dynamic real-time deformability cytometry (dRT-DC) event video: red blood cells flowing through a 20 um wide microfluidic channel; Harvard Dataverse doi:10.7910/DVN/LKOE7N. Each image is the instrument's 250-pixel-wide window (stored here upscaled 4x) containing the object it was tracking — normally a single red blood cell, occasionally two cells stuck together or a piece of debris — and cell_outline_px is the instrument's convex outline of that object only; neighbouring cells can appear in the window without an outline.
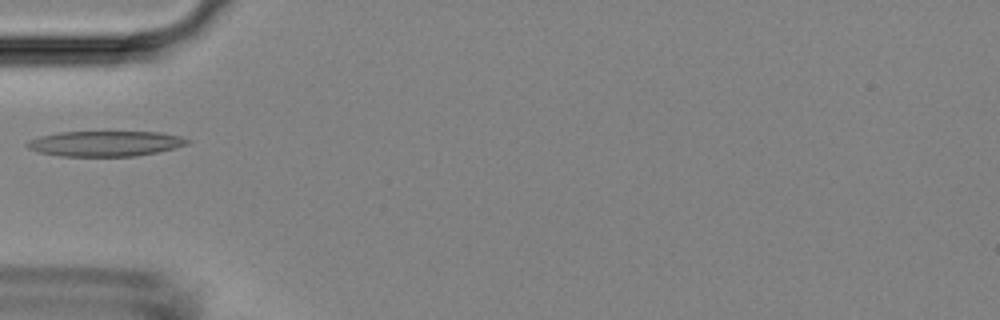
{"species": "Egyptian fruit bat (a non-hibernating species)", "species_latin": "Rousettus aegyptiacus", "temperature_condition": "room temperature", "stored_images_in_passage": 3, "camera_frame_rate_fps": 3000, "um_per_image_px": 0.085, "animal": {"sex": "female"}, "frame": {"image": 1, "passage_image": 2, "time_ms": 1.333, "image_size_px": [1000, 320], "cell_outline_px": [[192, 140], [188, 144], [156, 152], [136, 156], [60, 156], [36, 152], [28, 148], [24, 144], [28, 140], [40, 136], [60, 132], [160, 132], [180, 136]], "centroid_in_image_um": [8.91, 12.2], "position_along_channel_um": 76.1, "area_um2": 23.7}}